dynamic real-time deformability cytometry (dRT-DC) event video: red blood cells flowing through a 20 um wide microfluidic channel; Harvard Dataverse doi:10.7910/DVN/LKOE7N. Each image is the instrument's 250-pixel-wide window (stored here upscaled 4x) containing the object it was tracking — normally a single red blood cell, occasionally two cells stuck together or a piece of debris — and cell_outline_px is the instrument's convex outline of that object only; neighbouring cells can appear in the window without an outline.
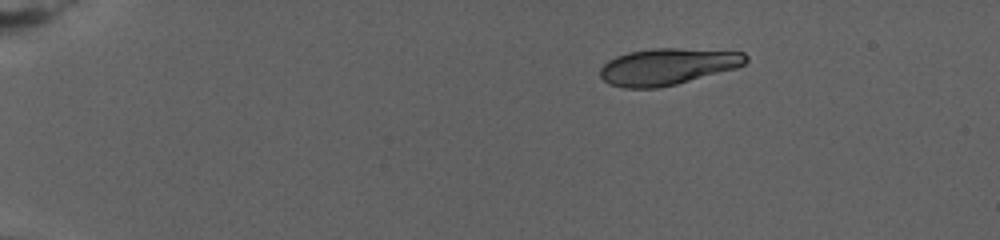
{"species": "human", "species_latin": "Homo sapiens", "temperature_condition": "warm", "stored_images_in_passage": 59, "camera_frame_rate_fps": 3000, "um_per_image_px": 0.085, "donor": {"sex": "female"}, "frame": {"image": 1, "passage_image": 1, "time_ms": 0.0, "image_size_px": [1000, 240], "cell_outline_px": [[748, 60], [744, 64], [736, 68], [676, 84], [656, 88], [624, 88], [608, 84], [600, 76], [600, 68], [608, 60], [616, 56], [628, 52], [652, 48], [676, 48], [744, 52], [748, 56]], "centroid_in_image_um": [56.72, 5.65], "position_along_channel_um": 28.3, "area_um2": 31.04}}
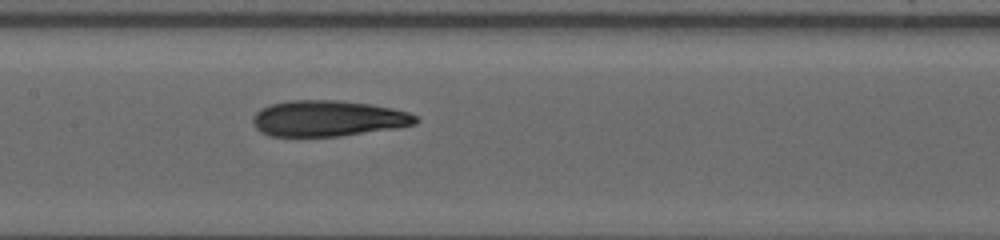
{"frame": {"image": 2, "passage_image": 29, "time_ms": 9.667, "image_size_px": [1000, 240], "cell_outline_px": [[420, 120], [416, 124], [400, 128], [340, 136], [272, 136], [260, 132], [252, 124], [252, 120], [256, 112], [272, 104], [288, 100], [336, 100], [372, 104], [392, 108], [408, 112], [416, 116]], "centroid_in_image_um": [27.92, 10.07], "position_along_channel_um": 179.5, "area_um2": 34.28}}
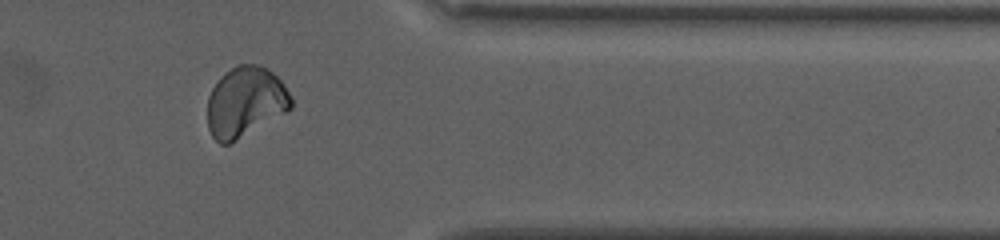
{"frame": {"image": 3, "passage_image": 49, "time_ms": 18.0, "image_size_px": [1000, 240], "cell_outline_px": [[292, 108], [288, 112], [228, 144], [220, 144], [212, 136], [208, 128], [208, 96], [212, 88], [220, 76], [224, 72], [236, 64], [256, 64], [268, 68], [284, 84], [292, 96]], "centroid_in_image_um": [20.86, 8.65], "position_along_channel_um": 390.5, "area_um2": 34.51}, "authors_computed_cell_mechanics": {"area_um2": 33.235, "velocity_mm_per_s": 2.6431, "shape_relaxation_time_tau1_ms": null, "shape_relaxation_time_tau2_ms": 5.4403, "deformation_change_tau1": null, "deformation_change_tau2": 0.0751}}